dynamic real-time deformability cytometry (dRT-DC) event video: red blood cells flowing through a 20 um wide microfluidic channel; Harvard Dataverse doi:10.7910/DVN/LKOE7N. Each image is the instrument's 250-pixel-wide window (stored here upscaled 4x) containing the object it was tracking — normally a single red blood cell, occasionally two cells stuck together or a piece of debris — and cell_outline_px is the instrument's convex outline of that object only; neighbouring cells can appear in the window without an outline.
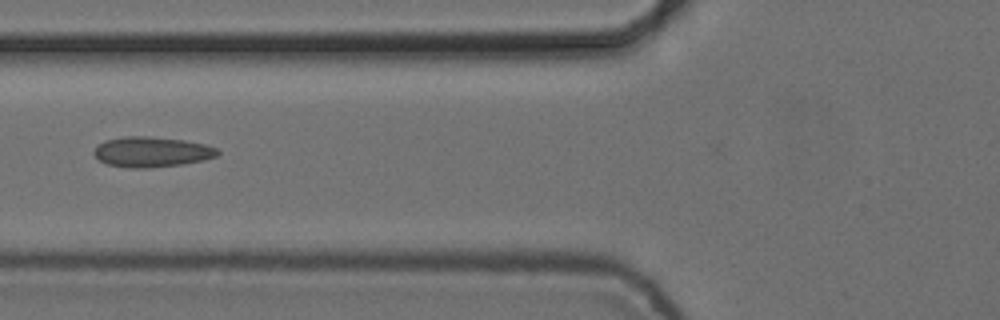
{"species": "common noctule bat (a hibernating species)", "species_latin": "Nyctalus noctula", "temperature_condition": "cold", "stored_images_in_passage": 6, "camera_frame_rate_fps": 3000, "um_per_image_px": 0.085, "animal": {"sex": "female", "body_mass_g": 24.6, "forearm_length_mm": 56.2}, "frame": {"image": 1, "passage_image": 6, "time_ms": 1.667, "image_size_px": [1000, 320], "cell_outline_px": [[220, 152], [216, 156], [204, 160], [180, 164], [148, 168], [128, 168], [108, 164], [100, 160], [92, 152], [104, 140], [124, 136], [148, 136], [184, 140], [204, 144], [216, 148]], "centroid_in_image_um": [12.89, 12.91], "position_along_channel_um": 112.9, "area_um2": 21.68}}